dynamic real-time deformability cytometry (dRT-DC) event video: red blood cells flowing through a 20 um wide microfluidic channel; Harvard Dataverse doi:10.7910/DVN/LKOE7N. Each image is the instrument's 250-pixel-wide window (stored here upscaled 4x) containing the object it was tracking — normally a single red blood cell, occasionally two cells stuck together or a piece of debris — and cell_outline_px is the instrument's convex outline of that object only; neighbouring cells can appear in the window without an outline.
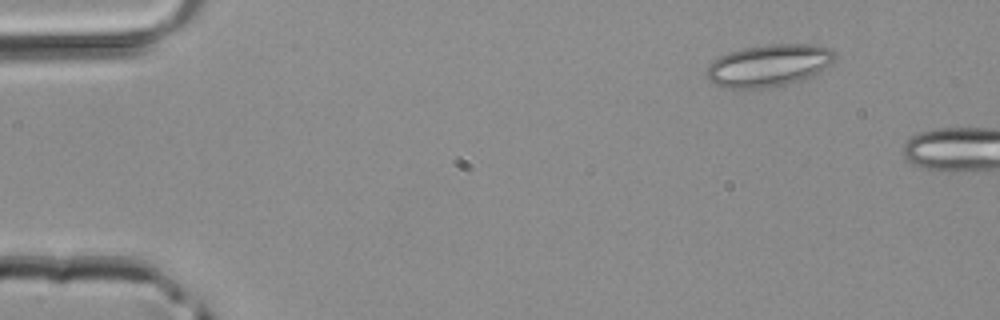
{"species": "common noctule bat (a hibernating species)", "species_latin": "Nyctalus noctula", "temperature_condition": "room temperature", "stored_images_in_passage": 2, "camera_frame_rate_fps": 3000, "um_per_image_px": 0.085, "animal": {"sex": "male", "body_mass_g": 20.4}, "frame": {"image": 1, "passage_image": 1, "time_ms": 0.0, "image_size_px": [1000, 320], "cell_outline_px": [[836, 60], [816, 76], [788, 84], [764, 88], [724, 88], [712, 84], [704, 76], [704, 72], [708, 64], [712, 60], [728, 52], [744, 48], [764, 44], [812, 44], [828, 48], [836, 52]], "centroid_in_image_um": [65.33, 5.57], "position_along_channel_um": 19.7, "area_um2": 32.31}}